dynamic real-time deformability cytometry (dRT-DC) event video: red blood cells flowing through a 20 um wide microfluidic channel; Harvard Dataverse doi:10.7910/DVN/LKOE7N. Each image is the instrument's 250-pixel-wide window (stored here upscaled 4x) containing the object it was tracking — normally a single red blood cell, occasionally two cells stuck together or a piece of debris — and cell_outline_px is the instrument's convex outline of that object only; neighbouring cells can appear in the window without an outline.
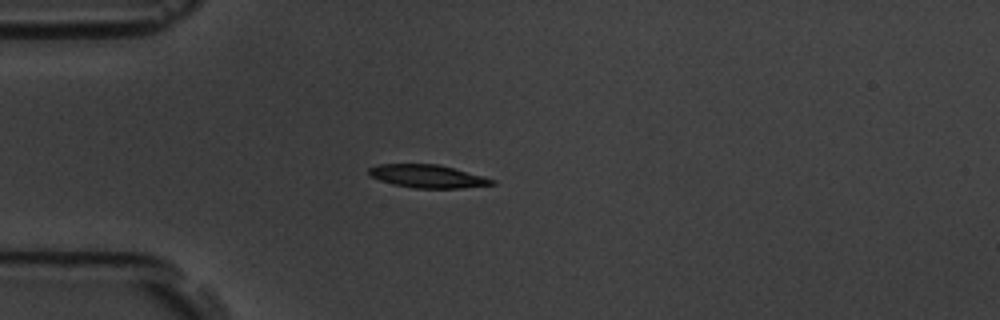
{"species": "common noctule bat (a hibernating species)", "species_latin": "Nyctalus noctula", "temperature_condition": "room temperature", "stored_images_in_passage": 6, "camera_frame_rate_fps": 3000, "um_per_image_px": 0.085, "animal": {"sex": "male", "body_mass_g": 19.5, "forearm_length_mm": 54.6}, "frame": {"image": 1, "passage_image": 5, "time_ms": 4.333, "image_size_px": [1000, 320], "cell_outline_px": [[496, 184], [460, 188], [416, 188], [392, 184], [368, 176], [368, 168], [380, 164], [440, 164], [484, 176], [496, 180]], "centroid_in_image_um": [36.35, 14.98], "position_along_channel_um": 48.7, "area_um2": 16.65}}